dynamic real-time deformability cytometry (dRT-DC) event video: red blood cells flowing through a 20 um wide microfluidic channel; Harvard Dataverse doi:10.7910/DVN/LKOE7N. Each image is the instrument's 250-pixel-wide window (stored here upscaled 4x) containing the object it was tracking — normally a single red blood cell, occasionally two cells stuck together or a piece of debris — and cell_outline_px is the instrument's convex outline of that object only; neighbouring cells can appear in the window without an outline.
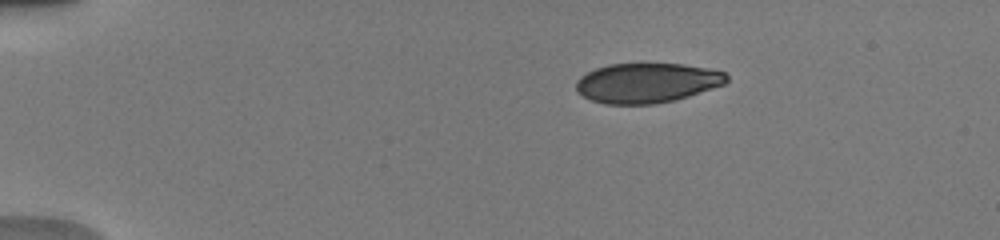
{"species": "human", "species_latin": "Homo sapiens", "temperature_condition": "warm", "stored_images_in_passage": 27, "camera_frame_rate_fps": 3000, "um_per_image_px": 0.085, "donor": {"sex": "male"}, "frame": {"image": 1, "passage_image": 1, "time_ms": 0.0, "image_size_px": [1000, 240], "cell_outline_px": [[728, 80], [724, 84], [688, 96], [656, 104], [604, 104], [592, 100], [576, 92], [576, 80], [580, 76], [596, 68], [608, 64], [684, 64], [724, 72], [728, 76]], "centroid_in_image_um": [54.95, 7.05], "position_along_channel_um": 30.1, "area_um2": 34.68}}
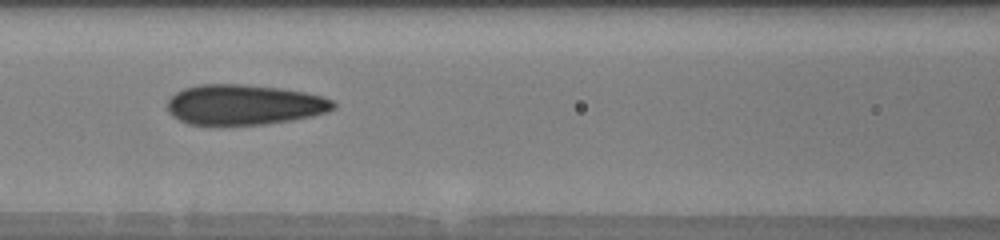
{"frame": {"image": 2, "passage_image": 17, "time_ms": 5.0, "image_size_px": [1000, 240], "cell_outline_px": [[336, 108], [328, 112], [312, 116], [292, 120], [264, 124], [188, 124], [172, 116], [168, 112], [168, 100], [176, 92], [184, 88], [200, 84], [244, 84], [280, 88], [304, 92], [324, 96], [332, 100], [336, 104]], "centroid_in_image_um": [20.78, 8.89], "position_along_channel_um": 145.8, "area_um2": 38.96}}
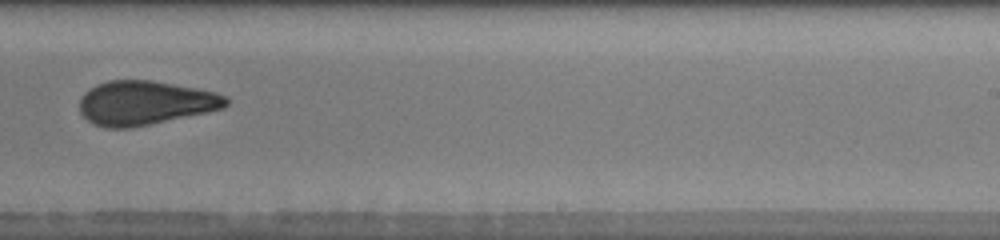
{"frame": {"image": 3, "passage_image": 23, "time_ms": 8.333, "image_size_px": [1000, 240], "cell_outline_px": [[228, 104], [224, 108], [208, 112], [128, 128], [104, 128], [92, 124], [80, 112], [80, 96], [88, 88], [96, 84], [108, 80], [152, 80], [196, 88], [216, 92], [228, 96]], "centroid_in_image_um": [12.31, 8.73], "position_along_channel_um": 276.7, "area_um2": 37.8}}